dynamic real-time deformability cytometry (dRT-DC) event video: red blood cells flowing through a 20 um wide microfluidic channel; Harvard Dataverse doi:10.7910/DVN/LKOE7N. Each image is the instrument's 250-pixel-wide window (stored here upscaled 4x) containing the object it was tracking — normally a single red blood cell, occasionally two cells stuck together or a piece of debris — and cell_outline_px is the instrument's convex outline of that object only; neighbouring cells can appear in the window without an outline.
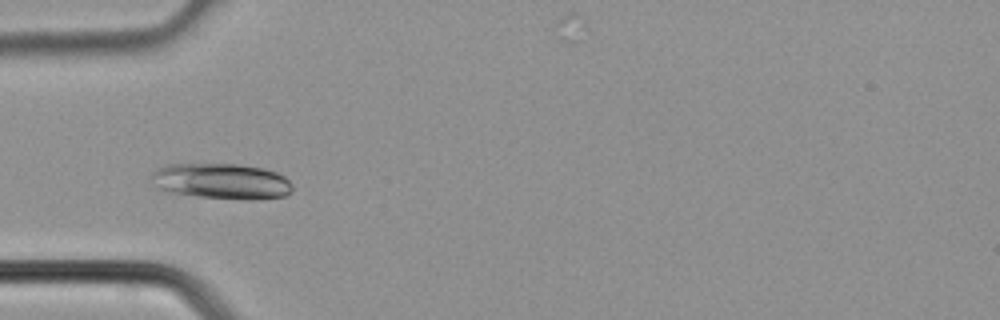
{"species": "common noctule bat (a hibernating species)", "species_latin": "Nyctalus noctula", "temperature_condition": "cold", "stored_images_in_passage": 27, "camera_frame_rate_fps": 3000, "um_per_image_px": 0.085, "animal": {"sex": "male", "body_mass_g": 21.5, "forearm_length_mm": 52.0}, "frame": {"image": 1, "passage_image": 8, "time_ms": 2.333, "image_size_px": [1000, 320], "cell_outline_px": [[292, 192], [284, 196], [256, 200], [248, 200], [196, 196], [172, 192], [156, 188], [152, 184], [152, 172], [156, 168], [168, 164], [236, 164], [264, 168], [276, 172], [284, 176], [292, 184]], "centroid_in_image_um": [18.83, 15.4], "position_along_channel_um": 66.2, "area_um2": 29.54}}
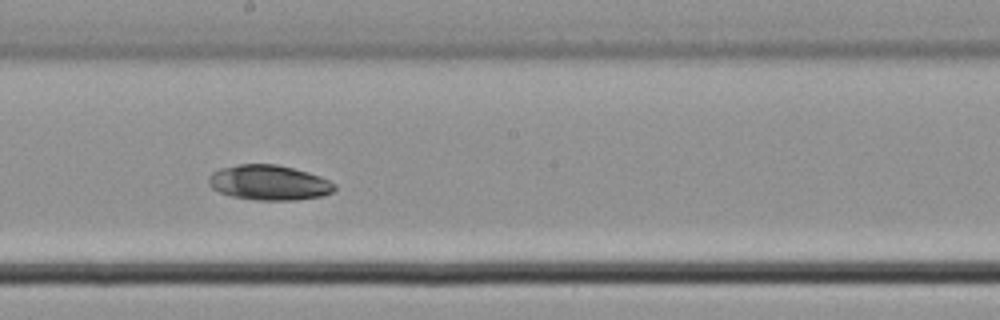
{"frame": {"image": 2, "passage_image": 17, "time_ms": 5.333, "image_size_px": [1000, 320], "cell_outline_px": [[336, 188], [332, 192], [324, 196], [296, 200], [256, 200], [232, 196], [220, 192], [212, 188], [208, 184], [208, 176], [212, 172], [220, 168], [240, 164], [276, 164], [308, 172], [320, 176], [336, 184]], "centroid_in_image_um": [22.87, 15.52], "position_along_channel_um": 225.3, "area_um2": 25.84}}
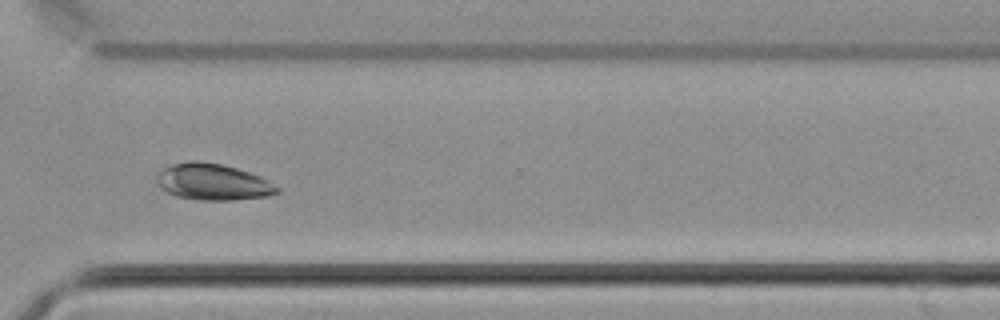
{"frame": {"image": 3, "passage_image": 24, "time_ms": 7.667, "image_size_px": [1000, 320], "cell_outline_px": [[280, 192], [268, 196], [232, 200], [196, 200], [176, 196], [160, 188], [156, 180], [156, 176], [164, 168], [172, 164], [192, 160], [196, 160], [220, 164], [236, 168], [260, 176], [268, 180], [280, 188]], "centroid_in_image_um": [18.1, 15.47], "position_along_channel_um": 352.5, "area_um2": 25.55}}